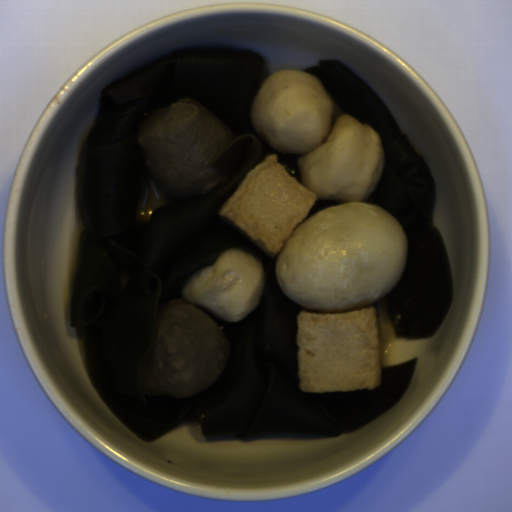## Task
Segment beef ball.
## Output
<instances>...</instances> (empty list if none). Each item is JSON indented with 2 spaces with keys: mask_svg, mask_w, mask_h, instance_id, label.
<instances>
[{
  "mask_svg": "<svg viewBox=\"0 0 512 512\" xmlns=\"http://www.w3.org/2000/svg\"><path fill=\"white\" fill-rule=\"evenodd\" d=\"M137 137L150 177L164 197L193 201L226 183L213 163L237 136L201 102L180 98L153 110L138 124Z\"/></svg>",
  "mask_w": 512,
  "mask_h": 512,
  "instance_id": "beef-ball-1",
  "label": "beef ball"
},
{
  "mask_svg": "<svg viewBox=\"0 0 512 512\" xmlns=\"http://www.w3.org/2000/svg\"><path fill=\"white\" fill-rule=\"evenodd\" d=\"M231 355L220 322L180 297L156 307L151 347L137 380L145 398L193 397L221 375Z\"/></svg>",
  "mask_w": 512,
  "mask_h": 512,
  "instance_id": "beef-ball-2",
  "label": "beef ball"
}]
</instances>
